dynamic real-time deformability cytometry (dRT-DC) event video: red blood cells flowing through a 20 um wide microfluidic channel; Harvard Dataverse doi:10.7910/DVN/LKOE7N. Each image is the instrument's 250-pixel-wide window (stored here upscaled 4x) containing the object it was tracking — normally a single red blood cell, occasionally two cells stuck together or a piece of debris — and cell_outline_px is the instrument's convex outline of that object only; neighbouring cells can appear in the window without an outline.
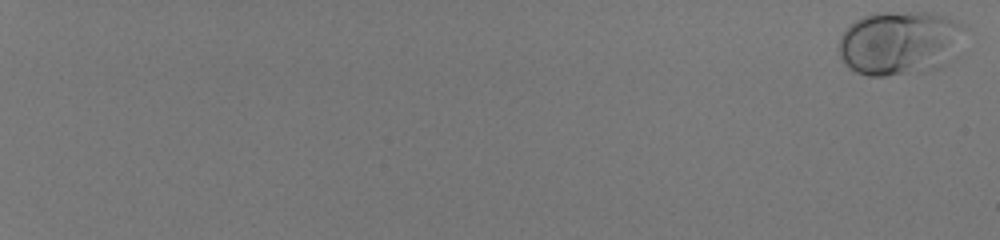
{"species": "human", "species_latin": "Homo sapiens", "temperature_condition": "room temperature", "stored_images_in_passage": 59, "camera_frame_rate_fps": 3000, "um_per_image_px": 0.085, "donor": {"sex": "male"}, "frame": {"image": 1, "passage_image": 2, "time_ms": 0.333, "image_size_px": [1000, 240], "cell_outline_px": [[968, 28], [956, 60], [940, 68], [884, 76], [868, 76], [856, 72], [848, 68], [844, 64], [840, 56], [840, 36], [844, 28], [856, 20], [864, 16], [880, 12], [928, 12], [944, 16], [968, 24]], "centroid_in_image_um": [76.58, 3.64], "position_along_channel_um": 8.4, "area_um2": 48.32}}
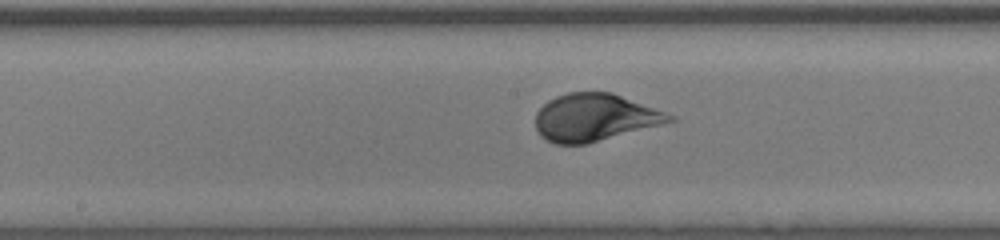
{"frame": {"image": 2, "passage_image": 38, "time_ms": 12.333, "image_size_px": [1000, 240], "cell_outline_px": [[676, 120], [588, 144], [556, 144], [540, 136], [536, 132], [536, 112], [548, 100], [556, 96], [568, 92], [612, 92], [676, 116]], "centroid_in_image_um": [50.53, 9.99], "position_along_channel_um": 197.7, "area_um2": 36.93}}
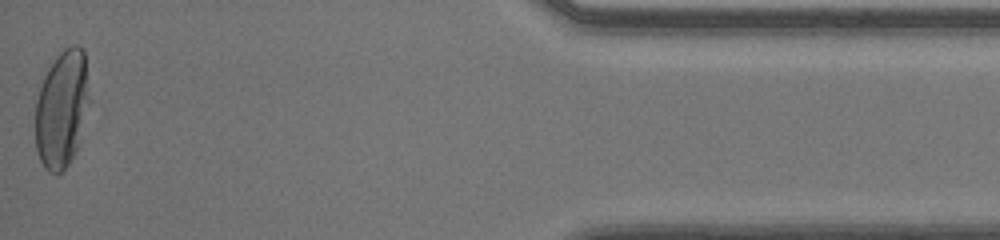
{"frame": {"image": 3, "passage_image": 59, "time_ms": 19.333, "image_size_px": [1000, 240], "cell_outline_px": [[88, 100], [76, 152], [68, 164], [56, 176], [48, 172], [44, 168], [40, 160], [36, 148], [36, 100], [44, 76], [48, 68], [56, 56], [64, 48], [72, 44], [76, 44], [84, 48], [88, 96]], "centroid_in_image_um": [5.23, 9.26], "position_along_channel_um": 430.0, "area_um2": 36.53}, "authors_computed_cell_mechanics": {"area_um2": 37.9168, "velocity_mm_per_s": 4.0561, "shape_relaxation_time_tau1_ms": 3.4327, "shape_relaxation_time_tau2_ms": null, "deformation_change_tau1": 0.1834, "deformation_change_tau2": null}}